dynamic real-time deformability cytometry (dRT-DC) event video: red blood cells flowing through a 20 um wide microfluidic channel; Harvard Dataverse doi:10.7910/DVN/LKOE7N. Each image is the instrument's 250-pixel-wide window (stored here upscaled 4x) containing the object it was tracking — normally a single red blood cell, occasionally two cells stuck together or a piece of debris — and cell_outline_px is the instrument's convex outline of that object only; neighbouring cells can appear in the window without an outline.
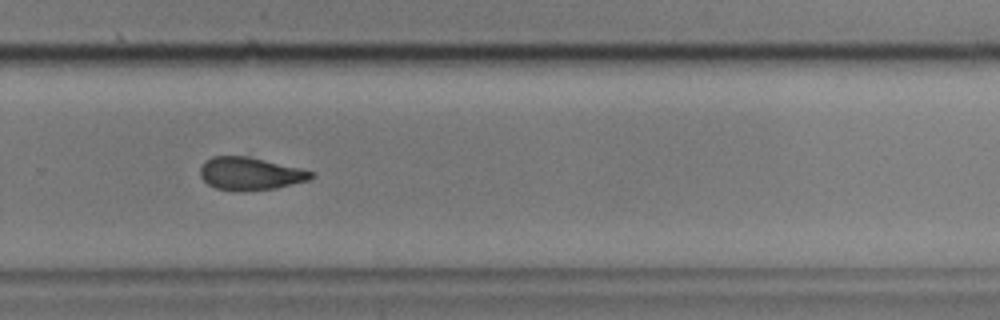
{"species": "common noctule bat (a hibernating species)", "species_latin": "Nyctalus noctula", "temperature_condition": "cold", "stored_images_in_passage": 40, "camera_frame_rate_fps": 3000, "um_per_image_px": 0.085, "animal": {"sex": "male", "body_mass_g": 17.9, "forearm_length_mm": 54.2}, "frame": {"image": 1, "passage_image": 23, "time_ms": 7.333, "image_size_px": [1000, 320], "cell_outline_px": [[316, 176], [308, 180], [276, 188], [244, 192], [240, 192], [216, 188], [208, 184], [200, 176], [200, 168], [204, 160], [212, 156], [248, 156], [300, 168], [312, 172]], "centroid_in_image_um": [21.24, 14.76], "position_along_channel_um": 308.6, "area_um2": 21.33}, "authors_computed_cell_mechanics": {"area_um2": 21.6172, "velocity_mm_per_s": 3.6132, "shape_relaxation_time_tau1_ms": 9.3813, "shape_relaxation_time_tau2_ms": 4.0312, "deformation_change_tau1": 0.1941, "deformation_change_tau2": 0.1133}}